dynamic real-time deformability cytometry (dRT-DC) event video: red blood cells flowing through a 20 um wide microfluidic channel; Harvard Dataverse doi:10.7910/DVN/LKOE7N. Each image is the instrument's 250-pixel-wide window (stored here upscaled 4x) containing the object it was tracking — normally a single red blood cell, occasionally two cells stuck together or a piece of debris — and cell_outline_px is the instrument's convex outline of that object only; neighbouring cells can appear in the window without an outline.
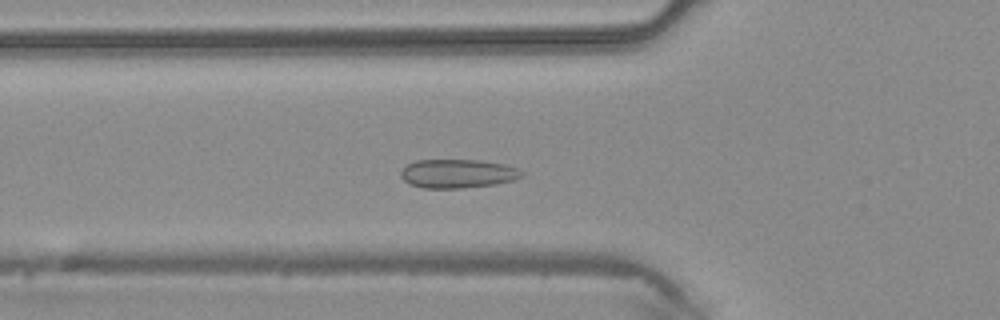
{"species": "common noctule bat (a hibernating species)", "species_latin": "Nyctalus noctula", "temperature_condition": "warm", "stored_images_in_passage": 43, "camera_frame_rate_fps": 3000, "um_per_image_px": 0.085, "animal": {"sex": "male", "body_mass_g": 20.4}, "frame": {"image": 1, "passage_image": 15, "time_ms": 4.667, "image_size_px": [1000, 320], "cell_outline_px": [[524, 176], [512, 180], [496, 184], [460, 188], [424, 188], [408, 184], [400, 176], [400, 172], [408, 164], [416, 160], [480, 160], [504, 164], [520, 168], [524, 172]], "centroid_in_image_um": [38.92, 14.75], "position_along_channel_um": 86.9, "area_um2": 20.4}}
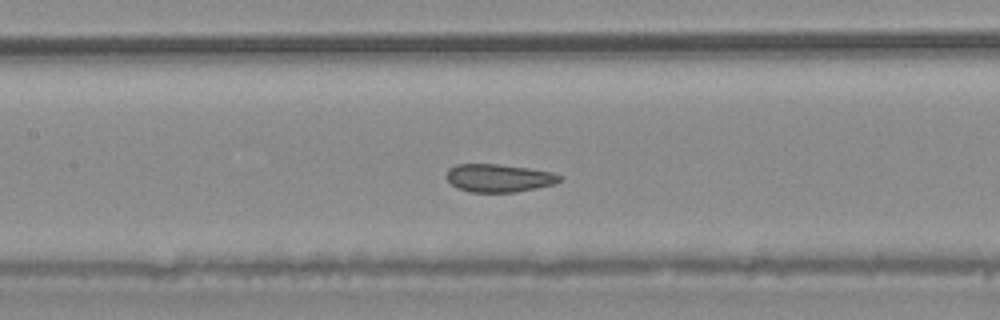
{"frame": {"image": 2, "passage_image": 20, "time_ms": 6.333, "image_size_px": [1000, 320], "cell_outline_px": [[560, 180], [552, 184], [536, 188], [516, 192], [468, 192], [456, 188], [444, 176], [448, 168], [456, 164], [496, 164], [528, 168], [552, 172], [560, 176]], "centroid_in_image_um": [42.32, 15.13], "position_along_channel_um": 165.1, "area_um2": 18.44}}
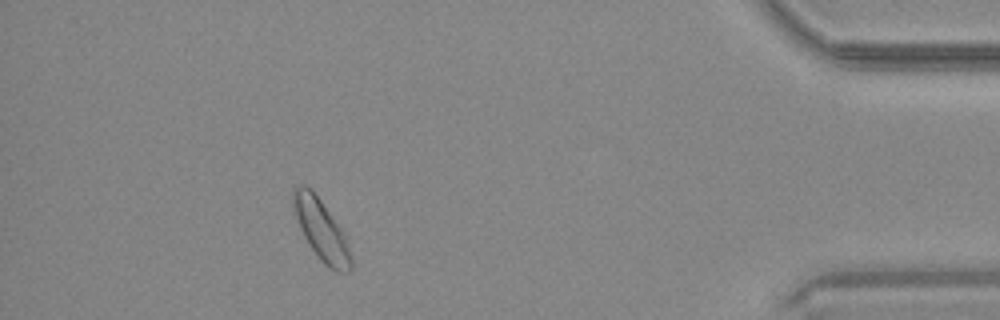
{"frame": {"image": 3, "passage_image": 39, "time_ms": 12.667, "image_size_px": [1000, 320], "cell_outline_px": [[352, 272], [336, 272], [328, 268], [320, 260], [308, 244], [300, 228], [292, 204], [292, 188], [296, 184], [304, 184], [312, 188], [344, 232], [348, 240], [352, 256]], "centroid_in_image_um": [27.32, 19.54], "position_along_channel_um": 407.9, "area_um2": 20.98}}